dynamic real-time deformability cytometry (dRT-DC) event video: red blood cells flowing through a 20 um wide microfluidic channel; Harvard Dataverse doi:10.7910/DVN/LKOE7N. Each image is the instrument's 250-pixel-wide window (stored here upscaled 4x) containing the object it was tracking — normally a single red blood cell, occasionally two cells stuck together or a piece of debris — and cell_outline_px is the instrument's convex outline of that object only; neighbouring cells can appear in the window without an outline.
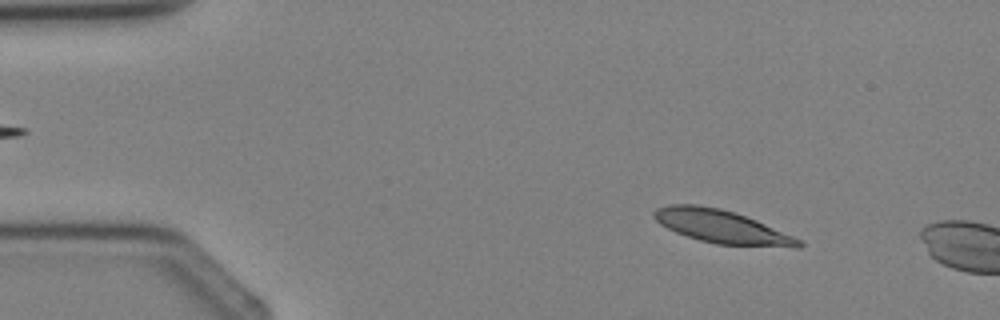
{"species": "Egyptian fruit bat (a non-hibernating species)", "species_latin": "Rousettus aegyptiacus", "temperature_condition": "cold", "stored_images_in_passage": 4, "camera_frame_rate_fps": 3000, "um_per_image_px": 0.085, "animal": {"sex": "female"}, "frame": {"image": 1, "passage_image": 2, "time_ms": 1.0, "image_size_px": [1000, 320], "cell_outline_px": [[804, 244], [800, 248], [796, 248], [716, 244], [700, 240], [676, 232], [660, 224], [652, 216], [652, 212], [656, 208], [668, 204], [696, 204], [720, 208], [756, 220], [804, 240]], "centroid_in_image_um": [61.38, 19.27], "position_along_channel_um": 23.6, "area_um2": 28.09}}